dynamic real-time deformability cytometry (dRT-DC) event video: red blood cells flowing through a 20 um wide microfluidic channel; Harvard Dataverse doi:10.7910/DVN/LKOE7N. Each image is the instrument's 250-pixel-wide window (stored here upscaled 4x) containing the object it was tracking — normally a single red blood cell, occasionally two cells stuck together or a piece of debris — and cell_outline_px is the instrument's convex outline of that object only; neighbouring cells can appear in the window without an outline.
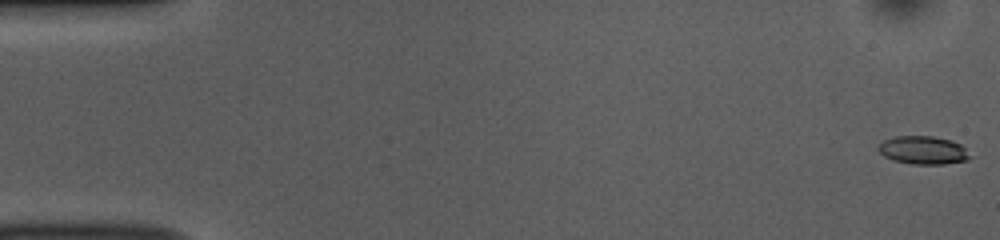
{"species": "common noctule bat (a hibernating species)", "species_latin": "Nyctalus noctula", "temperature_condition": "room temperature", "stored_images_in_passage": 53, "camera_frame_rate_fps": 3000, "um_per_image_px": 0.085, "animal": {"sex": "female", "body_mass_g": 10.0, "forearm_length_mm": 53.1}, "frame": {"image": 1, "passage_image": 1, "time_ms": 0.0, "image_size_px": [1000, 240], "cell_outline_px": [[972, 156], [968, 160], [944, 164], [912, 164], [892, 160], [884, 156], [876, 148], [884, 140], [896, 136], [932, 136], [952, 140], [960, 144]], "centroid_in_image_um": [78.47, 12.77], "position_along_channel_um": 6.5, "area_um2": 15.09}}
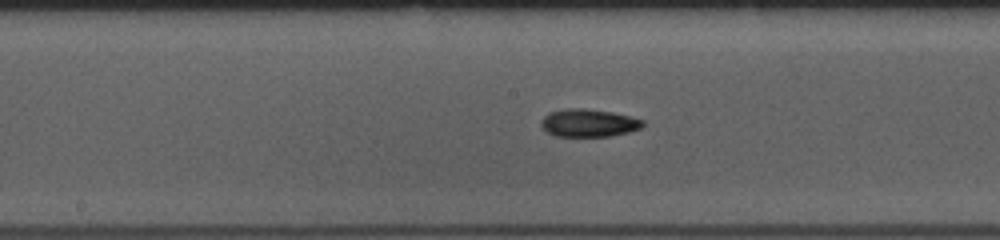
{"frame": {"image": 2, "passage_image": 27, "time_ms": 8.667, "image_size_px": [1000, 240], "cell_outline_px": [[644, 124], [640, 128], [628, 132], [612, 136], [556, 136], [548, 132], [540, 124], [540, 120], [548, 112], [568, 108], [584, 108], [612, 112], [644, 120]], "centroid_in_image_um": [50.01, 10.44], "position_along_channel_um": 198.2, "area_um2": 16.42}}
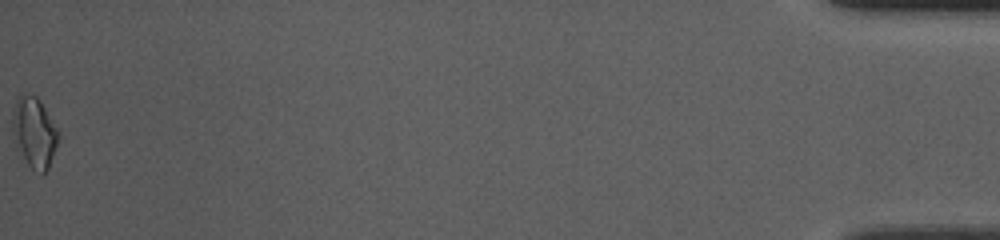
{"frame": {"image": 3, "passage_image": 53, "time_ms": 17.333, "image_size_px": [1000, 240], "cell_outline_px": [[60, 136], [48, 168], [40, 176], [28, 164], [16, 148], [12, 132], [12, 108], [20, 92], [36, 96], [40, 100], [60, 132]], "centroid_in_image_um": [2.9, 11.23], "position_along_channel_um": 432.3, "area_um2": 19.19}, "authors_computed_cell_mechanics": {"area_um2": 15.9528, "velocity_mm_per_s": 3.8379, "shape_relaxation_time_tau1_ms": 3.9631, "shape_relaxation_time_tau2_ms": 5.0637, "deformation_change_tau1": 0.1204, "deformation_change_tau2": 0.1148}}